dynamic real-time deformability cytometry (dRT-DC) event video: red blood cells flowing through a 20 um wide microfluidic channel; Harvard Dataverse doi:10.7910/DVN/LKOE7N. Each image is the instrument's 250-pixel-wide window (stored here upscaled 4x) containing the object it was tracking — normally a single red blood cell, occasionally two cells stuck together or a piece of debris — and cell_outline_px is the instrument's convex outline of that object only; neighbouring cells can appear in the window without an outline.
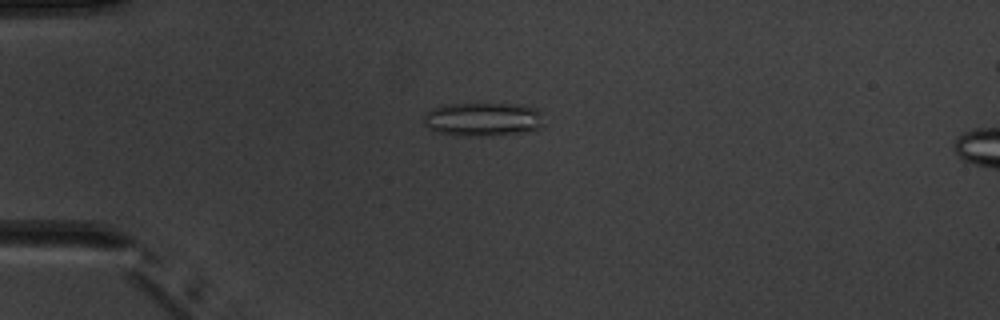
{"species": "common noctule bat (a hibernating species)", "species_latin": "Nyctalus noctula", "temperature_condition": "warm", "stored_images_in_passage": 7, "camera_frame_rate_fps": 3000, "um_per_image_px": 0.085, "animal": {"sex": "male", "body_mass_g": 20.1, "forearm_length_mm": 53.5}, "frame": {"image": 1, "passage_image": 3, "time_ms": 2.333, "image_size_px": [1000, 320], "cell_outline_px": [[544, 112], [540, 128], [520, 132], [492, 136], [460, 136], [432, 132], [424, 124], [424, 112], [432, 108], [448, 104], [520, 104], [536, 108]], "centroid_in_image_um": [41.02, 10.14], "position_along_channel_um": 44.0, "area_um2": 23.99}}
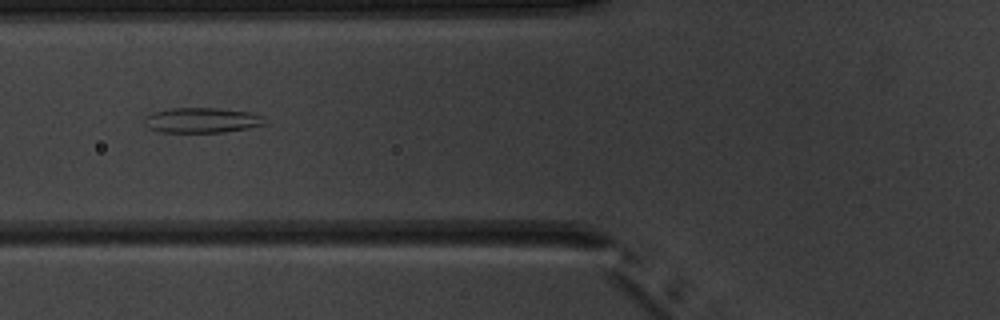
{"frame": {"image": 2, "passage_image": 5, "time_ms": 4.667, "image_size_px": [1000, 320], "cell_outline_px": [[264, 124], [248, 128], [224, 132], [160, 132], [148, 128], [144, 124], [144, 116], [152, 112], [168, 108], [216, 108], [252, 112], [264, 116]], "centroid_in_image_um": [17.12, 10.21], "position_along_channel_um": 108.7, "area_um2": 17.8}}
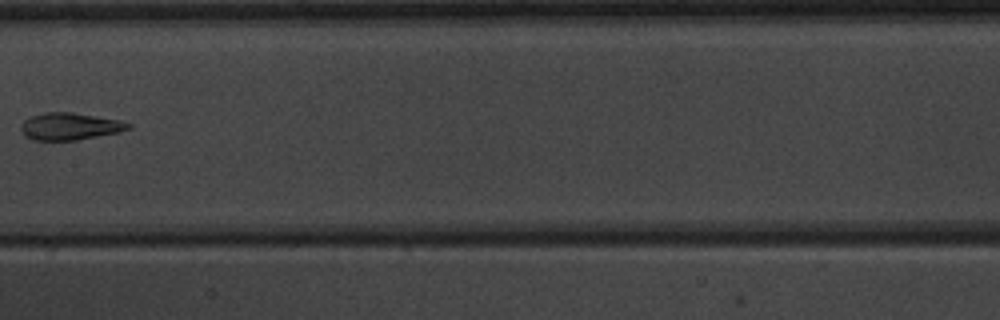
{"frame": {"image": 3, "passage_image": 7, "time_ms": 7.0, "image_size_px": [1000, 320], "cell_outline_px": [[132, 128], [120, 132], [76, 140], [32, 140], [24, 136], [20, 128], [20, 124], [24, 120], [32, 116], [48, 112], [72, 112], [120, 120], [132, 124]], "centroid_in_image_um": [5.94, 10.74], "position_along_channel_um": 201.5, "area_um2": 17.05}}